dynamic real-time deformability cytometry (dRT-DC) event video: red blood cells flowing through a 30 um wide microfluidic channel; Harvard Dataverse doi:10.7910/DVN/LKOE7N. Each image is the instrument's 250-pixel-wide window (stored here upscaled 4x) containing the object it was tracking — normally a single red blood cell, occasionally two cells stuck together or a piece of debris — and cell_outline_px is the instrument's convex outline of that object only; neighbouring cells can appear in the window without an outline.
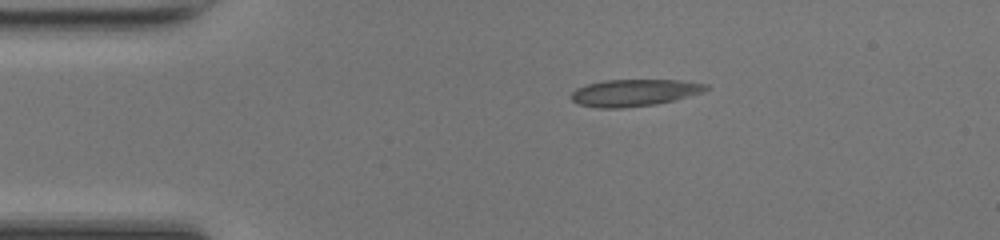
{"species": "common noctule bat (a hibernating species)", "species_latin": "Nyctalus noctula", "temperature_condition": "room temperature", "stored_images_in_passage": 33, "camera_frame_rate_fps": 3000, "um_per_image_px": 0.085, "animal": {"sex": "female", "body_mass_g": 17.0, "forearm_length_mm": 48.0}, "frame": {"image": 1, "passage_image": 1, "time_ms": 0.0, "image_size_px": [1000, 240], "cell_outline_px": [[712, 88], [704, 92], [656, 104], [620, 108], [596, 108], [576, 104], [568, 96], [576, 88], [588, 84], [604, 80], [680, 80], [708, 84]], "centroid_in_image_um": [53.89, 7.88], "position_along_channel_um": 31.1, "area_um2": 21.33}}
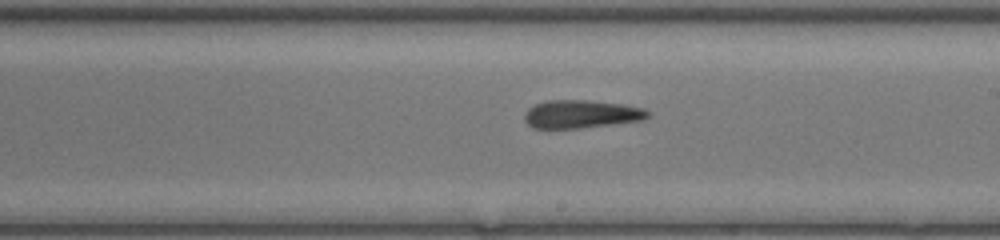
{"frame": {"image": 2, "passage_image": 19, "time_ms": 6.0, "image_size_px": [1000, 240], "cell_outline_px": [[652, 116], [644, 120], [580, 128], [532, 128], [524, 120], [524, 112], [528, 108], [536, 104], [548, 100], [588, 100], [624, 104], [644, 108], [652, 112]], "centroid_in_image_um": [49.45, 9.69], "position_along_channel_um": 239.5, "area_um2": 20.46}}
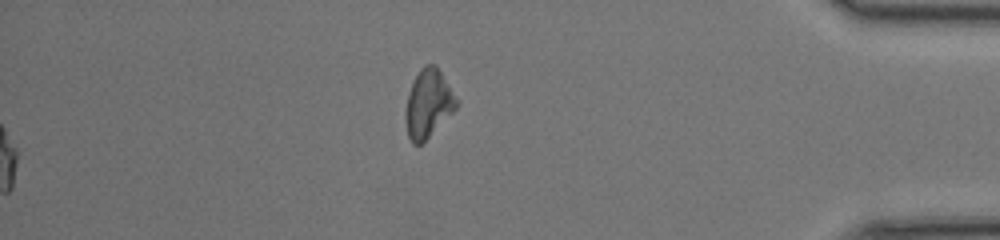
{"frame": {"image": 3, "passage_image": 33, "time_ms": 10.667, "image_size_px": [1000, 240], "cell_outline_px": [[460, 104], [420, 144], [412, 144], [408, 136], [404, 116], [408, 92], [420, 68], [424, 64], [436, 64]], "centroid_in_image_um": [36.38, 8.78], "position_along_channel_um": 398.8, "area_um2": 19.88}, "authors_computed_cell_mechanics": {"area_um2": 20.2878, "velocity_mm_per_s": 4.2849, "shape_relaxation_time_tau1_ms": null, "shape_relaxation_time_tau2_ms": 4.0611, "deformation_change_tau1": null, "deformation_change_tau2": 0.1595}}